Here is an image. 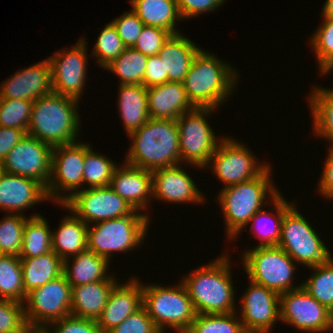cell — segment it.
Wrapping results in <instances>:
<instances>
[{
    "instance_id": "1",
    "label": "cell",
    "mask_w": 333,
    "mask_h": 333,
    "mask_svg": "<svg viewBox=\"0 0 333 333\" xmlns=\"http://www.w3.org/2000/svg\"><path fill=\"white\" fill-rule=\"evenodd\" d=\"M132 138L125 163L153 171L180 164L179 129L176 120L149 119L129 134Z\"/></svg>"
},
{
    "instance_id": "2",
    "label": "cell",
    "mask_w": 333,
    "mask_h": 333,
    "mask_svg": "<svg viewBox=\"0 0 333 333\" xmlns=\"http://www.w3.org/2000/svg\"><path fill=\"white\" fill-rule=\"evenodd\" d=\"M228 255L195 269L184 283L196 314H228L236 312L231 263Z\"/></svg>"
},
{
    "instance_id": "3",
    "label": "cell",
    "mask_w": 333,
    "mask_h": 333,
    "mask_svg": "<svg viewBox=\"0 0 333 333\" xmlns=\"http://www.w3.org/2000/svg\"><path fill=\"white\" fill-rule=\"evenodd\" d=\"M229 64L200 49L183 81L186 94L196 108H217L234 91L239 75ZM224 101V102H223Z\"/></svg>"
},
{
    "instance_id": "4",
    "label": "cell",
    "mask_w": 333,
    "mask_h": 333,
    "mask_svg": "<svg viewBox=\"0 0 333 333\" xmlns=\"http://www.w3.org/2000/svg\"><path fill=\"white\" fill-rule=\"evenodd\" d=\"M78 103L54 92L33 101L27 134L52 147L75 143L81 128Z\"/></svg>"
},
{
    "instance_id": "5",
    "label": "cell",
    "mask_w": 333,
    "mask_h": 333,
    "mask_svg": "<svg viewBox=\"0 0 333 333\" xmlns=\"http://www.w3.org/2000/svg\"><path fill=\"white\" fill-rule=\"evenodd\" d=\"M270 167L253 180L221 189L217 199L226 221L228 239L236 238L262 206L269 203L264 200L266 195L274 198L279 194L269 177L272 176Z\"/></svg>"
},
{
    "instance_id": "6",
    "label": "cell",
    "mask_w": 333,
    "mask_h": 333,
    "mask_svg": "<svg viewBox=\"0 0 333 333\" xmlns=\"http://www.w3.org/2000/svg\"><path fill=\"white\" fill-rule=\"evenodd\" d=\"M150 218L135 210L124 217L95 223L87 230V248L110 262L112 252H128L143 243Z\"/></svg>"
},
{
    "instance_id": "7",
    "label": "cell",
    "mask_w": 333,
    "mask_h": 333,
    "mask_svg": "<svg viewBox=\"0 0 333 333\" xmlns=\"http://www.w3.org/2000/svg\"><path fill=\"white\" fill-rule=\"evenodd\" d=\"M150 285L142 284L143 307L158 330L165 333L167 325L177 333H186L196 312L184 283L181 281L175 287Z\"/></svg>"
},
{
    "instance_id": "8",
    "label": "cell",
    "mask_w": 333,
    "mask_h": 333,
    "mask_svg": "<svg viewBox=\"0 0 333 333\" xmlns=\"http://www.w3.org/2000/svg\"><path fill=\"white\" fill-rule=\"evenodd\" d=\"M247 277L278 294L300 288L293 286L295 261L279 246L253 247L243 253Z\"/></svg>"
},
{
    "instance_id": "9",
    "label": "cell",
    "mask_w": 333,
    "mask_h": 333,
    "mask_svg": "<svg viewBox=\"0 0 333 333\" xmlns=\"http://www.w3.org/2000/svg\"><path fill=\"white\" fill-rule=\"evenodd\" d=\"M278 246L295 262L308 268L326 263L332 257L314 228L294 205L282 219Z\"/></svg>"
},
{
    "instance_id": "10",
    "label": "cell",
    "mask_w": 333,
    "mask_h": 333,
    "mask_svg": "<svg viewBox=\"0 0 333 333\" xmlns=\"http://www.w3.org/2000/svg\"><path fill=\"white\" fill-rule=\"evenodd\" d=\"M214 109L216 108L195 107L176 119L179 129L181 164L187 162L200 168L208 167L211 156L220 142L205 119Z\"/></svg>"
},
{
    "instance_id": "11",
    "label": "cell",
    "mask_w": 333,
    "mask_h": 333,
    "mask_svg": "<svg viewBox=\"0 0 333 333\" xmlns=\"http://www.w3.org/2000/svg\"><path fill=\"white\" fill-rule=\"evenodd\" d=\"M71 288L62 274L29 292L24 303L28 327L44 331L52 322L71 315Z\"/></svg>"
},
{
    "instance_id": "12",
    "label": "cell",
    "mask_w": 333,
    "mask_h": 333,
    "mask_svg": "<svg viewBox=\"0 0 333 333\" xmlns=\"http://www.w3.org/2000/svg\"><path fill=\"white\" fill-rule=\"evenodd\" d=\"M222 138L208 165L225 187L253 180L269 167L268 162L258 163L247 145L233 138Z\"/></svg>"
},
{
    "instance_id": "13",
    "label": "cell",
    "mask_w": 333,
    "mask_h": 333,
    "mask_svg": "<svg viewBox=\"0 0 333 333\" xmlns=\"http://www.w3.org/2000/svg\"><path fill=\"white\" fill-rule=\"evenodd\" d=\"M86 143L58 145L52 149L51 178L46 188L49 200L63 204L83 185ZM61 190V191H60ZM68 192V195H63ZM63 191V192H62ZM71 192V193H70ZM62 193L61 195H58Z\"/></svg>"
},
{
    "instance_id": "14",
    "label": "cell",
    "mask_w": 333,
    "mask_h": 333,
    "mask_svg": "<svg viewBox=\"0 0 333 333\" xmlns=\"http://www.w3.org/2000/svg\"><path fill=\"white\" fill-rule=\"evenodd\" d=\"M84 223H97L132 214L135 210L112 188L98 187L80 189L63 204Z\"/></svg>"
},
{
    "instance_id": "15",
    "label": "cell",
    "mask_w": 333,
    "mask_h": 333,
    "mask_svg": "<svg viewBox=\"0 0 333 333\" xmlns=\"http://www.w3.org/2000/svg\"><path fill=\"white\" fill-rule=\"evenodd\" d=\"M280 320L301 332L322 333L332 329V312L302 286L280 294Z\"/></svg>"
},
{
    "instance_id": "16",
    "label": "cell",
    "mask_w": 333,
    "mask_h": 333,
    "mask_svg": "<svg viewBox=\"0 0 333 333\" xmlns=\"http://www.w3.org/2000/svg\"><path fill=\"white\" fill-rule=\"evenodd\" d=\"M52 149L48 143L26 134L1 162V170L32 178L47 188L51 178Z\"/></svg>"
},
{
    "instance_id": "17",
    "label": "cell",
    "mask_w": 333,
    "mask_h": 333,
    "mask_svg": "<svg viewBox=\"0 0 333 333\" xmlns=\"http://www.w3.org/2000/svg\"><path fill=\"white\" fill-rule=\"evenodd\" d=\"M70 50L58 51L48 58L53 92L79 101L85 86L87 46L83 38Z\"/></svg>"
},
{
    "instance_id": "18",
    "label": "cell",
    "mask_w": 333,
    "mask_h": 333,
    "mask_svg": "<svg viewBox=\"0 0 333 333\" xmlns=\"http://www.w3.org/2000/svg\"><path fill=\"white\" fill-rule=\"evenodd\" d=\"M250 281L242 295L240 321L246 333H268L280 320V294Z\"/></svg>"
},
{
    "instance_id": "19",
    "label": "cell",
    "mask_w": 333,
    "mask_h": 333,
    "mask_svg": "<svg viewBox=\"0 0 333 333\" xmlns=\"http://www.w3.org/2000/svg\"><path fill=\"white\" fill-rule=\"evenodd\" d=\"M53 93L51 66L48 59L16 71L0 85V99L35 101Z\"/></svg>"
},
{
    "instance_id": "20",
    "label": "cell",
    "mask_w": 333,
    "mask_h": 333,
    "mask_svg": "<svg viewBox=\"0 0 333 333\" xmlns=\"http://www.w3.org/2000/svg\"><path fill=\"white\" fill-rule=\"evenodd\" d=\"M127 282L116 283L110 291L107 303L96 320L101 333H108L143 306L142 283L137 277Z\"/></svg>"
},
{
    "instance_id": "21",
    "label": "cell",
    "mask_w": 333,
    "mask_h": 333,
    "mask_svg": "<svg viewBox=\"0 0 333 333\" xmlns=\"http://www.w3.org/2000/svg\"><path fill=\"white\" fill-rule=\"evenodd\" d=\"M181 164L155 169L152 172V197L171 203H201L202 194ZM203 195V196H202Z\"/></svg>"
},
{
    "instance_id": "22",
    "label": "cell",
    "mask_w": 333,
    "mask_h": 333,
    "mask_svg": "<svg viewBox=\"0 0 333 333\" xmlns=\"http://www.w3.org/2000/svg\"><path fill=\"white\" fill-rule=\"evenodd\" d=\"M47 199L46 188L37 180L0 172V210L20 214L26 208Z\"/></svg>"
},
{
    "instance_id": "23",
    "label": "cell",
    "mask_w": 333,
    "mask_h": 333,
    "mask_svg": "<svg viewBox=\"0 0 333 333\" xmlns=\"http://www.w3.org/2000/svg\"><path fill=\"white\" fill-rule=\"evenodd\" d=\"M123 164L115 168L109 187L134 210L147 209V203L150 202L148 199L152 197V172Z\"/></svg>"
},
{
    "instance_id": "24",
    "label": "cell",
    "mask_w": 333,
    "mask_h": 333,
    "mask_svg": "<svg viewBox=\"0 0 333 333\" xmlns=\"http://www.w3.org/2000/svg\"><path fill=\"white\" fill-rule=\"evenodd\" d=\"M148 111L151 119L176 120L195 107L190 102L183 83L166 82L147 88Z\"/></svg>"
},
{
    "instance_id": "25",
    "label": "cell",
    "mask_w": 333,
    "mask_h": 333,
    "mask_svg": "<svg viewBox=\"0 0 333 333\" xmlns=\"http://www.w3.org/2000/svg\"><path fill=\"white\" fill-rule=\"evenodd\" d=\"M200 49L183 34H172L158 53L164 66V83L168 81L183 83Z\"/></svg>"
},
{
    "instance_id": "26",
    "label": "cell",
    "mask_w": 333,
    "mask_h": 333,
    "mask_svg": "<svg viewBox=\"0 0 333 333\" xmlns=\"http://www.w3.org/2000/svg\"><path fill=\"white\" fill-rule=\"evenodd\" d=\"M115 278L78 285L71 288V315L97 320L103 311Z\"/></svg>"
},
{
    "instance_id": "27",
    "label": "cell",
    "mask_w": 333,
    "mask_h": 333,
    "mask_svg": "<svg viewBox=\"0 0 333 333\" xmlns=\"http://www.w3.org/2000/svg\"><path fill=\"white\" fill-rule=\"evenodd\" d=\"M119 113L127 136L149 119L147 88L144 85H120Z\"/></svg>"
},
{
    "instance_id": "28",
    "label": "cell",
    "mask_w": 333,
    "mask_h": 333,
    "mask_svg": "<svg viewBox=\"0 0 333 333\" xmlns=\"http://www.w3.org/2000/svg\"><path fill=\"white\" fill-rule=\"evenodd\" d=\"M69 258L63 261V274L71 287L85 285L106 280L109 261L90 250H85L72 259L71 267Z\"/></svg>"
},
{
    "instance_id": "29",
    "label": "cell",
    "mask_w": 333,
    "mask_h": 333,
    "mask_svg": "<svg viewBox=\"0 0 333 333\" xmlns=\"http://www.w3.org/2000/svg\"><path fill=\"white\" fill-rule=\"evenodd\" d=\"M60 223L52 232V250L64 261L88 249V225L75 214L64 217Z\"/></svg>"
},
{
    "instance_id": "30",
    "label": "cell",
    "mask_w": 333,
    "mask_h": 333,
    "mask_svg": "<svg viewBox=\"0 0 333 333\" xmlns=\"http://www.w3.org/2000/svg\"><path fill=\"white\" fill-rule=\"evenodd\" d=\"M25 295L63 274V260L53 250L32 258H20Z\"/></svg>"
},
{
    "instance_id": "31",
    "label": "cell",
    "mask_w": 333,
    "mask_h": 333,
    "mask_svg": "<svg viewBox=\"0 0 333 333\" xmlns=\"http://www.w3.org/2000/svg\"><path fill=\"white\" fill-rule=\"evenodd\" d=\"M132 11L144 25L159 27L172 34L180 33L176 21L182 19L176 0H129Z\"/></svg>"
},
{
    "instance_id": "32",
    "label": "cell",
    "mask_w": 333,
    "mask_h": 333,
    "mask_svg": "<svg viewBox=\"0 0 333 333\" xmlns=\"http://www.w3.org/2000/svg\"><path fill=\"white\" fill-rule=\"evenodd\" d=\"M270 201H273L272 206L276 209V214L274 213V215L271 216V213H273L272 211L268 212L261 209L250 219L248 223L250 224L252 222L250 228L252 229L251 231H253V228H256L253 233L256 231L254 235L256 234L257 238L261 241V243L258 244V247L278 246L281 237L282 219L284 214L294 205L293 203L290 204V202L287 203L280 193ZM252 226L256 227L252 228Z\"/></svg>"
},
{
    "instance_id": "33",
    "label": "cell",
    "mask_w": 333,
    "mask_h": 333,
    "mask_svg": "<svg viewBox=\"0 0 333 333\" xmlns=\"http://www.w3.org/2000/svg\"><path fill=\"white\" fill-rule=\"evenodd\" d=\"M52 251V231L43 216L33 214L24 225L23 245L19 258H32Z\"/></svg>"
},
{
    "instance_id": "34",
    "label": "cell",
    "mask_w": 333,
    "mask_h": 333,
    "mask_svg": "<svg viewBox=\"0 0 333 333\" xmlns=\"http://www.w3.org/2000/svg\"><path fill=\"white\" fill-rule=\"evenodd\" d=\"M148 56L133 47H126L122 54L104 69L116 74L120 85H144V72Z\"/></svg>"
},
{
    "instance_id": "35",
    "label": "cell",
    "mask_w": 333,
    "mask_h": 333,
    "mask_svg": "<svg viewBox=\"0 0 333 333\" xmlns=\"http://www.w3.org/2000/svg\"><path fill=\"white\" fill-rule=\"evenodd\" d=\"M314 134L331 141L333 147V89L315 87L308 97Z\"/></svg>"
},
{
    "instance_id": "36",
    "label": "cell",
    "mask_w": 333,
    "mask_h": 333,
    "mask_svg": "<svg viewBox=\"0 0 333 333\" xmlns=\"http://www.w3.org/2000/svg\"><path fill=\"white\" fill-rule=\"evenodd\" d=\"M0 299L25 303L23 271L19 256L0 254Z\"/></svg>"
},
{
    "instance_id": "37",
    "label": "cell",
    "mask_w": 333,
    "mask_h": 333,
    "mask_svg": "<svg viewBox=\"0 0 333 333\" xmlns=\"http://www.w3.org/2000/svg\"><path fill=\"white\" fill-rule=\"evenodd\" d=\"M309 268L314 271L310 278L302 282V287L333 312V257L326 263Z\"/></svg>"
},
{
    "instance_id": "38",
    "label": "cell",
    "mask_w": 333,
    "mask_h": 333,
    "mask_svg": "<svg viewBox=\"0 0 333 333\" xmlns=\"http://www.w3.org/2000/svg\"><path fill=\"white\" fill-rule=\"evenodd\" d=\"M93 151L90 144L86 143L83 185L87 183L90 188L108 187L118 165L105 155L102 156L99 152Z\"/></svg>"
},
{
    "instance_id": "39",
    "label": "cell",
    "mask_w": 333,
    "mask_h": 333,
    "mask_svg": "<svg viewBox=\"0 0 333 333\" xmlns=\"http://www.w3.org/2000/svg\"><path fill=\"white\" fill-rule=\"evenodd\" d=\"M236 312L228 314H196L186 333H246Z\"/></svg>"
},
{
    "instance_id": "40",
    "label": "cell",
    "mask_w": 333,
    "mask_h": 333,
    "mask_svg": "<svg viewBox=\"0 0 333 333\" xmlns=\"http://www.w3.org/2000/svg\"><path fill=\"white\" fill-rule=\"evenodd\" d=\"M6 216L0 221V254L20 256L27 218L21 213Z\"/></svg>"
},
{
    "instance_id": "41",
    "label": "cell",
    "mask_w": 333,
    "mask_h": 333,
    "mask_svg": "<svg viewBox=\"0 0 333 333\" xmlns=\"http://www.w3.org/2000/svg\"><path fill=\"white\" fill-rule=\"evenodd\" d=\"M320 25L310 41L319 63L320 73L327 75L333 68V19H323Z\"/></svg>"
},
{
    "instance_id": "42",
    "label": "cell",
    "mask_w": 333,
    "mask_h": 333,
    "mask_svg": "<svg viewBox=\"0 0 333 333\" xmlns=\"http://www.w3.org/2000/svg\"><path fill=\"white\" fill-rule=\"evenodd\" d=\"M125 48L126 46L119 37L116 27L110 22L100 32L92 55L94 54L93 56L97 57L100 67L105 68L119 57Z\"/></svg>"
},
{
    "instance_id": "43",
    "label": "cell",
    "mask_w": 333,
    "mask_h": 333,
    "mask_svg": "<svg viewBox=\"0 0 333 333\" xmlns=\"http://www.w3.org/2000/svg\"><path fill=\"white\" fill-rule=\"evenodd\" d=\"M33 101L0 99V126L22 129L27 132Z\"/></svg>"
},
{
    "instance_id": "44",
    "label": "cell",
    "mask_w": 333,
    "mask_h": 333,
    "mask_svg": "<svg viewBox=\"0 0 333 333\" xmlns=\"http://www.w3.org/2000/svg\"><path fill=\"white\" fill-rule=\"evenodd\" d=\"M27 328L24 303L0 299V333H22Z\"/></svg>"
},
{
    "instance_id": "45",
    "label": "cell",
    "mask_w": 333,
    "mask_h": 333,
    "mask_svg": "<svg viewBox=\"0 0 333 333\" xmlns=\"http://www.w3.org/2000/svg\"><path fill=\"white\" fill-rule=\"evenodd\" d=\"M171 35L170 31L162 28L144 25L133 48L146 56L158 55Z\"/></svg>"
},
{
    "instance_id": "46",
    "label": "cell",
    "mask_w": 333,
    "mask_h": 333,
    "mask_svg": "<svg viewBox=\"0 0 333 333\" xmlns=\"http://www.w3.org/2000/svg\"><path fill=\"white\" fill-rule=\"evenodd\" d=\"M111 22L116 27L118 35L126 47L134 46L144 27V23L132 10L125 12Z\"/></svg>"
},
{
    "instance_id": "47",
    "label": "cell",
    "mask_w": 333,
    "mask_h": 333,
    "mask_svg": "<svg viewBox=\"0 0 333 333\" xmlns=\"http://www.w3.org/2000/svg\"><path fill=\"white\" fill-rule=\"evenodd\" d=\"M108 333H161L142 306Z\"/></svg>"
},
{
    "instance_id": "48",
    "label": "cell",
    "mask_w": 333,
    "mask_h": 333,
    "mask_svg": "<svg viewBox=\"0 0 333 333\" xmlns=\"http://www.w3.org/2000/svg\"><path fill=\"white\" fill-rule=\"evenodd\" d=\"M51 324L53 326H49L52 327V330L49 327V329L46 328L43 333H50V330L51 333H101L96 320L80 318L73 315L66 316Z\"/></svg>"
},
{
    "instance_id": "49",
    "label": "cell",
    "mask_w": 333,
    "mask_h": 333,
    "mask_svg": "<svg viewBox=\"0 0 333 333\" xmlns=\"http://www.w3.org/2000/svg\"><path fill=\"white\" fill-rule=\"evenodd\" d=\"M176 2L181 18L186 19L214 11L224 4L225 0H176Z\"/></svg>"
},
{
    "instance_id": "50",
    "label": "cell",
    "mask_w": 333,
    "mask_h": 333,
    "mask_svg": "<svg viewBox=\"0 0 333 333\" xmlns=\"http://www.w3.org/2000/svg\"><path fill=\"white\" fill-rule=\"evenodd\" d=\"M164 83V66L159 55L148 56L144 86L150 88Z\"/></svg>"
},
{
    "instance_id": "51",
    "label": "cell",
    "mask_w": 333,
    "mask_h": 333,
    "mask_svg": "<svg viewBox=\"0 0 333 333\" xmlns=\"http://www.w3.org/2000/svg\"><path fill=\"white\" fill-rule=\"evenodd\" d=\"M27 134L25 130L0 126V162Z\"/></svg>"
},
{
    "instance_id": "52",
    "label": "cell",
    "mask_w": 333,
    "mask_h": 333,
    "mask_svg": "<svg viewBox=\"0 0 333 333\" xmlns=\"http://www.w3.org/2000/svg\"><path fill=\"white\" fill-rule=\"evenodd\" d=\"M319 183L318 191L324 197L333 199V147L329 148Z\"/></svg>"
},
{
    "instance_id": "53",
    "label": "cell",
    "mask_w": 333,
    "mask_h": 333,
    "mask_svg": "<svg viewBox=\"0 0 333 333\" xmlns=\"http://www.w3.org/2000/svg\"><path fill=\"white\" fill-rule=\"evenodd\" d=\"M322 10L323 19H333V0H326Z\"/></svg>"
},
{
    "instance_id": "54",
    "label": "cell",
    "mask_w": 333,
    "mask_h": 333,
    "mask_svg": "<svg viewBox=\"0 0 333 333\" xmlns=\"http://www.w3.org/2000/svg\"><path fill=\"white\" fill-rule=\"evenodd\" d=\"M22 333H43V331L37 330V329H33L28 327L24 332Z\"/></svg>"
},
{
    "instance_id": "55",
    "label": "cell",
    "mask_w": 333,
    "mask_h": 333,
    "mask_svg": "<svg viewBox=\"0 0 333 333\" xmlns=\"http://www.w3.org/2000/svg\"><path fill=\"white\" fill-rule=\"evenodd\" d=\"M332 331H333V312H332Z\"/></svg>"
}]
</instances>
